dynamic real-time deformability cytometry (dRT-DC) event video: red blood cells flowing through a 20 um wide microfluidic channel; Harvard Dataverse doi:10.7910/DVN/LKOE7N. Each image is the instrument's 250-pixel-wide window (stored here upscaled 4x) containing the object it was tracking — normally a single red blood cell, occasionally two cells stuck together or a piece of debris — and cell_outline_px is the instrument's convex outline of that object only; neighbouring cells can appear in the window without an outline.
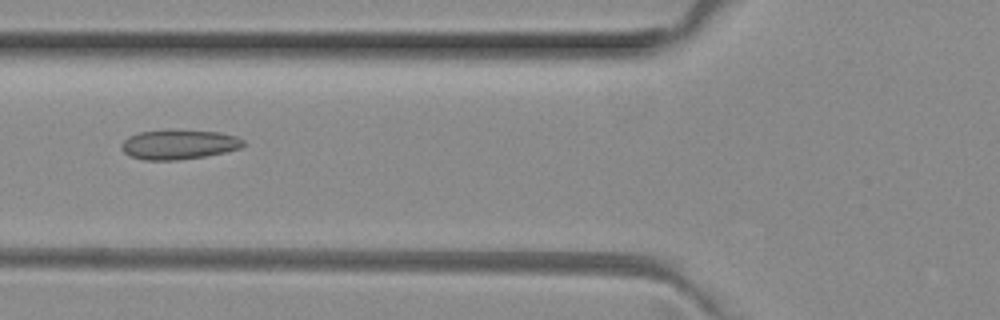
{"species": "common noctule bat (a hibernating species)", "species_latin": "Nyctalus noctula", "temperature_condition": "room temperature", "stored_images_in_passage": 6, "camera_frame_rate_fps": 3000, "um_per_image_px": 0.085, "animal": {"sex": "female", "body_mass_g": 29.2, "forearm_length_mm": 56.3}, "frame": {"image": 1, "passage_image": 6, "time_ms": 1.667, "image_size_px": [1000, 320], "cell_outline_px": [[244, 144], [240, 148], [224, 152], [204, 156], [176, 160], [144, 160], [128, 156], [120, 148], [120, 144], [128, 136], [140, 132], [220, 132], [236, 136], [244, 140]], "centroid_in_image_um": [15.16, 12.32], "position_along_channel_um": 110.6, "area_um2": 20.35}}